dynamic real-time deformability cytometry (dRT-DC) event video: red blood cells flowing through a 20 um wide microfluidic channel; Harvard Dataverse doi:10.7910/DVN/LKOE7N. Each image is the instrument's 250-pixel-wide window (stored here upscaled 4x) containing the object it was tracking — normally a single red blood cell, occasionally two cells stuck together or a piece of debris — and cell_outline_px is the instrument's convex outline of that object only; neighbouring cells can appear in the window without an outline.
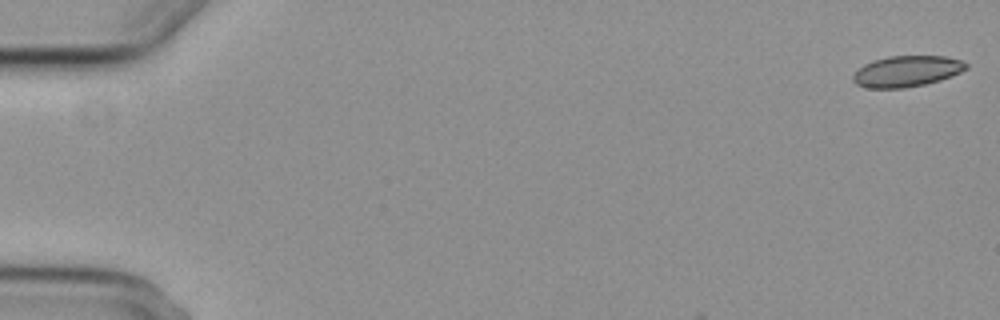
{"species": "common noctule bat (a hibernating species)", "species_latin": "Nyctalus noctula", "temperature_condition": "cold", "stored_images_in_passage": 3, "camera_frame_rate_fps": 3000, "um_per_image_px": 0.085, "animal": {"sex": "female", "body_mass_g": 29.2, "forearm_length_mm": 56.3}, "frame": {"image": 1, "passage_image": 1, "time_ms": 0.0, "image_size_px": [1000, 320], "cell_outline_px": [[968, 68], [960, 72], [940, 80], [924, 84], [904, 88], [868, 88], [856, 84], [852, 80], [852, 76], [864, 64], [872, 60], [888, 56], [948, 56], [960, 60], [968, 64]], "centroid_in_image_um": [77.07, 6.05], "position_along_channel_um": 7.9, "area_um2": 20.4}}